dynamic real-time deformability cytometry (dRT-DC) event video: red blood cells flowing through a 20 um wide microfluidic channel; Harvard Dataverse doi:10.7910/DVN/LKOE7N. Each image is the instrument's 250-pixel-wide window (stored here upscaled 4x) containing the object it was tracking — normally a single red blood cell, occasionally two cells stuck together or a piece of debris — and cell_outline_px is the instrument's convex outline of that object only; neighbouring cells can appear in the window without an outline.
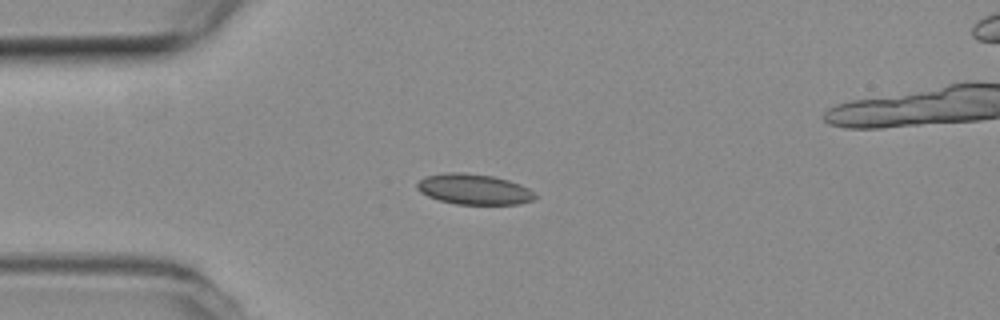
{"species": "common noctule bat (a hibernating species)", "species_latin": "Nyctalus noctula", "temperature_condition": "room temperature", "stored_images_in_passage": 34, "camera_frame_rate_fps": 3000, "um_per_image_px": 0.085, "animal": {"sex": "female", "body_mass_g": 19.3, "forearm_length_mm": 54.1}, "frame": {"image": 1, "passage_image": 1, "time_ms": 0.0, "image_size_px": [1000, 320], "cell_outline_px": [[536, 196], [532, 200], [520, 204], [456, 204], [440, 200], [428, 196], [420, 192], [416, 188], [416, 184], [424, 176], [448, 172], [464, 172], [492, 176], [508, 180], [520, 184], [536, 192]], "centroid_in_image_um": [40.28, 16.08], "position_along_channel_um": 44.7, "area_um2": 21.04}}
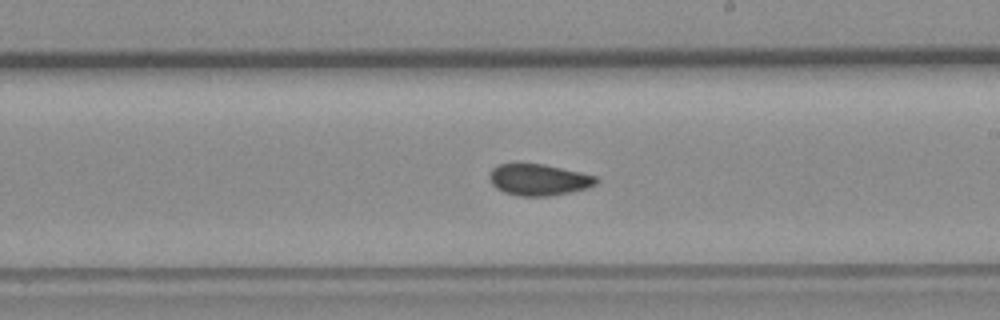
{"frame": {"image": 2, "passage_image": 18, "time_ms": 5.667, "image_size_px": [1000, 320], "cell_outline_px": [[600, 180], [596, 184], [588, 188], [548, 196], [520, 196], [504, 192], [496, 188], [492, 184], [488, 176], [492, 168], [496, 164], [544, 164], [580, 172], [596, 176]], "centroid_in_image_um": [45.78, 15.27], "position_along_channel_um": 243.2, "area_um2": 19.54}}
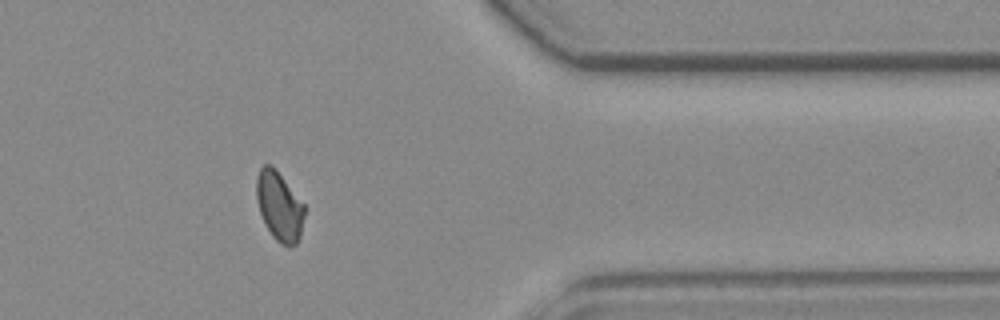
{"frame": {"image": 3, "passage_image": 31, "time_ms": 10.0, "image_size_px": [1000, 320], "cell_outline_px": [[304, 216], [300, 236], [296, 244], [288, 248], [280, 244], [272, 236], [260, 212], [256, 200], [256, 176], [260, 168], [264, 164], [272, 164], [276, 168], [304, 204]], "centroid_in_image_um": [23.73, 17.51], "position_along_channel_um": 387.7, "area_um2": 19.48}, "authors_computed_cell_mechanics": {"area_um2": 19.7676, "velocity_mm_per_s": 3.8087, "shape_relaxation_time_tau1_ms": null, "shape_relaxation_time_tau2_ms": 1.3383, "deformation_change_tau1": null, "deformation_change_tau2": 0.0547}}